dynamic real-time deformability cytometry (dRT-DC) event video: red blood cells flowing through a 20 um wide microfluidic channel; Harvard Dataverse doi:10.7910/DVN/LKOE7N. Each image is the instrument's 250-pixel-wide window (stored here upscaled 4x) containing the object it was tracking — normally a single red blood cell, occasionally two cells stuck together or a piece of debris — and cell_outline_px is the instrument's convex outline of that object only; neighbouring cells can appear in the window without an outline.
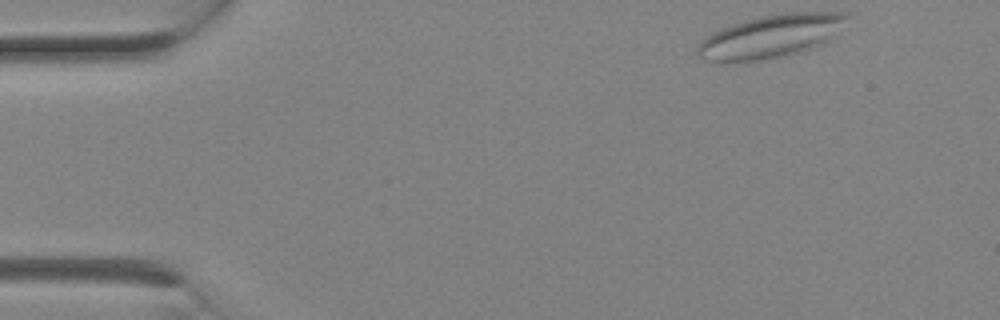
{"species": "Egyptian fruit bat (a non-hibernating species)", "species_latin": "Rousettus aegyptiacus", "temperature_condition": "room temperature", "stored_images_in_passage": 2, "camera_frame_rate_fps": 3000, "um_per_image_px": 0.085, "animal": {"sex": "female"}, "frame": {"image": 1, "passage_image": 1, "time_ms": 0.0, "image_size_px": [1000, 320], "cell_outline_px": [[852, 16], [824, 44], [800, 52], [768, 60], [720, 64], [700, 56], [696, 52], [696, 48], [712, 32], [720, 28], [732, 24], [764, 16], [784, 12], [848, 12]], "centroid_in_image_um": [65.54, 3.11], "position_along_channel_um": 19.5, "area_um2": 37.86}}